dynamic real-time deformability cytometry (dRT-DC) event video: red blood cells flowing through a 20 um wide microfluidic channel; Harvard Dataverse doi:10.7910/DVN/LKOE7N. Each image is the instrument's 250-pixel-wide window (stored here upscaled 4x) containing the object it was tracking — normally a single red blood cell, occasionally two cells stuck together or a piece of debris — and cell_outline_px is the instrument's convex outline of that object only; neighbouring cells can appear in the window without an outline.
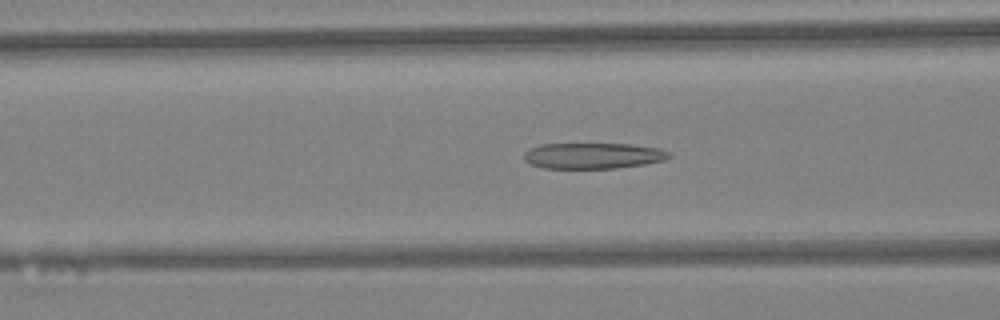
{"species": "Egyptian fruit bat (a non-hibernating species)", "species_latin": "Rousettus aegyptiacus", "temperature_condition": "warm", "stored_images_in_passage": 38, "camera_frame_rate_fps": 3000, "um_per_image_px": 0.085, "animal": {"sex": "female"}, "frame": {"image": 1, "passage_image": 10, "time_ms": 3.0, "image_size_px": [1000, 320], "cell_outline_px": [[672, 156], [664, 160], [644, 164], [616, 168], [544, 168], [532, 164], [524, 160], [524, 152], [528, 148], [540, 144], [628, 144], [660, 148], [672, 152]], "centroid_in_image_um": [50.42, 13.23], "position_along_channel_um": 116.2, "area_um2": 21.96}}
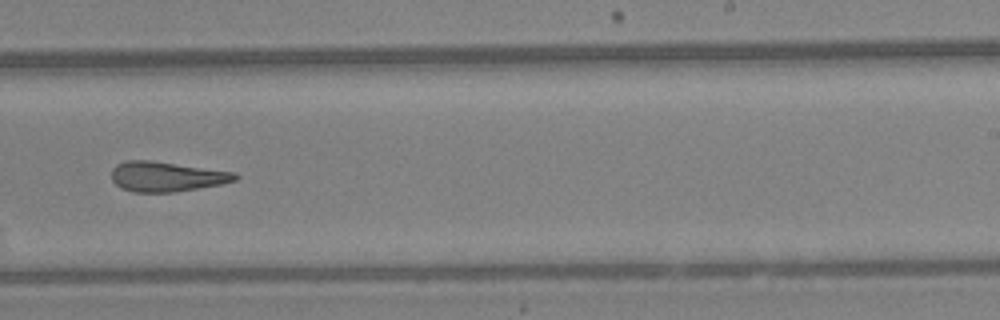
{"frame": {"image": 2, "passage_image": 21, "time_ms": 6.667, "image_size_px": [1000, 320], "cell_outline_px": [[240, 176], [236, 180], [224, 184], [172, 192], [132, 192], [120, 188], [112, 180], [112, 168], [116, 164], [124, 160], [152, 160], [236, 172]], "centroid_in_image_um": [14.16, 15.0], "position_along_channel_um": 274.8, "area_um2": 21.85}}
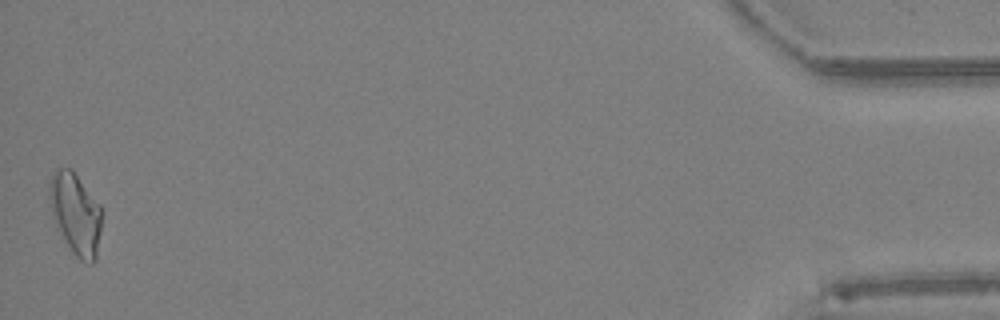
{"frame": {"image": 3, "passage_image": 38, "time_ms": 12.333, "image_size_px": [1000, 320], "cell_outline_px": [[100, 232], [96, 260], [92, 264], [88, 264], [80, 260], [72, 252], [64, 240], [52, 216], [48, 192], [48, 188], [52, 176], [56, 168], [72, 168], [100, 204]], "centroid_in_image_um": [6.41, 18.16], "position_along_channel_um": 428.8, "area_um2": 24.85}, "authors_computed_cell_mechanics": {"area_um2": 21.9351, "velocity_mm_per_s": 4.3494, "shape_relaxation_time_tau1_ms": null, "shape_relaxation_time_tau2_ms": 3.9887, "deformation_change_tau1": null, "deformation_change_tau2": 0.1613}}